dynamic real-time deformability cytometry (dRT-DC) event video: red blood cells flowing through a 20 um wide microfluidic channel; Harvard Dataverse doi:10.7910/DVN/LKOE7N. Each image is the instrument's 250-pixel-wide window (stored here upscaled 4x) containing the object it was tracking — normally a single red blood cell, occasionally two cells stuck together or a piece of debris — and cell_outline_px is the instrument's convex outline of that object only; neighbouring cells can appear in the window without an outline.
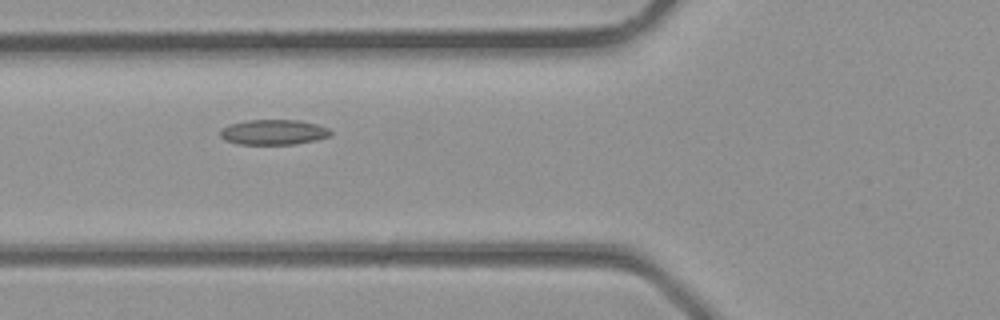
{"species": "common noctule bat (a hibernating species)", "species_latin": "Nyctalus noctula", "temperature_condition": "room temperature", "stored_images_in_passage": 3, "camera_frame_rate_fps": 3000, "um_per_image_px": 0.085, "animal": {"sex": "male", "body_mass_g": 23.1, "forearm_length_mm": 52.7}, "frame": {"image": 1, "passage_image": 2, "time_ms": 0.333, "image_size_px": [1000, 320], "cell_outline_px": [[332, 132], [328, 136], [316, 140], [296, 144], [236, 144], [224, 140], [220, 136], [220, 132], [228, 124], [248, 120], [300, 120], [316, 124], [328, 128]], "centroid_in_image_um": [23.23, 11.23], "position_along_channel_um": 102.6, "area_um2": 16.18}}
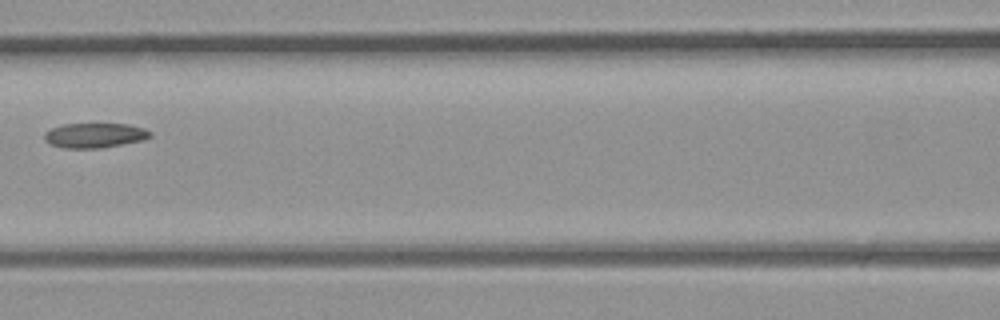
{"frame": {"image": 2, "passage_image": 3, "time_ms": 0.667, "image_size_px": [1000, 320], "cell_outline_px": [[152, 136], [144, 140], [100, 148], [64, 148], [52, 144], [44, 140], [44, 132], [52, 128], [64, 124], [128, 124], [144, 128], [152, 132]], "centroid_in_image_um": [8.07, 11.5], "position_along_channel_um": 158.5, "area_um2": 15.26}}